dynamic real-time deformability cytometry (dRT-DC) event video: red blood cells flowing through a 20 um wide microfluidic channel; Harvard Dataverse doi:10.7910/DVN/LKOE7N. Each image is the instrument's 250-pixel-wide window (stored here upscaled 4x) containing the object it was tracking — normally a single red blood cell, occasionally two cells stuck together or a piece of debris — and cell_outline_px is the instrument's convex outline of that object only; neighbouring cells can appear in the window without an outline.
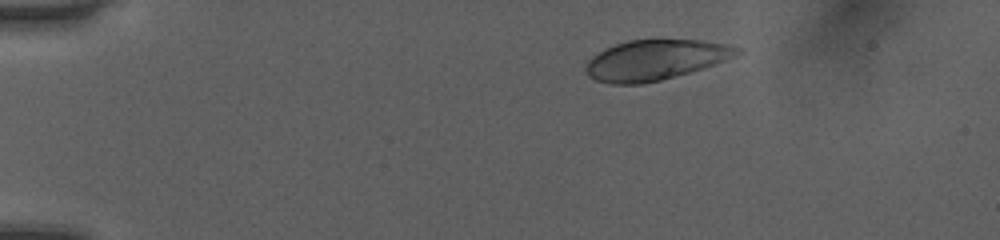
{"species": "human", "species_latin": "Homo sapiens", "temperature_condition": "room temperature", "stored_images_in_passage": 43, "camera_frame_rate_fps": 3000, "um_per_image_px": 0.085, "donor": {"sex": "female"}, "frame": {"image": 1, "passage_image": 1, "time_ms": 0.0, "image_size_px": [1000, 240], "cell_outline_px": [[744, 52], [724, 60], [688, 72], [660, 80], [640, 84], [612, 84], [596, 80], [588, 76], [584, 68], [588, 60], [592, 56], [604, 48], [628, 40], [700, 40], [728, 44], [740, 48]], "centroid_in_image_um": [55.65, 5.09], "position_along_channel_um": 29.3, "area_um2": 35.14}}
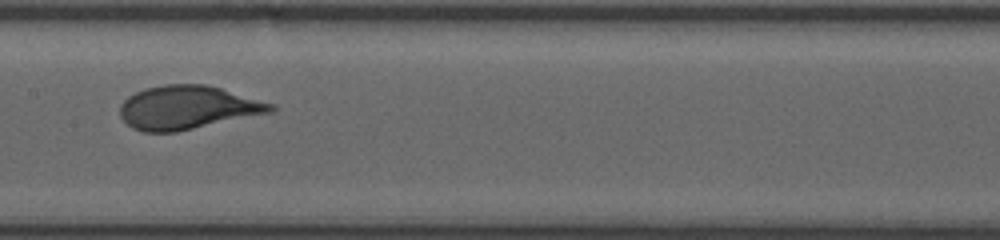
{"frame": {"image": 2, "passage_image": 19, "time_ms": 6.0, "image_size_px": [1000, 240], "cell_outline_px": [[276, 108], [272, 112], [176, 132], [144, 132], [132, 128], [120, 116], [120, 104], [128, 96], [144, 88], [164, 84], [204, 84], [220, 88], [272, 104]], "centroid_in_image_um": [15.89, 9.14], "position_along_channel_um": 191.5, "area_um2": 37.97}}
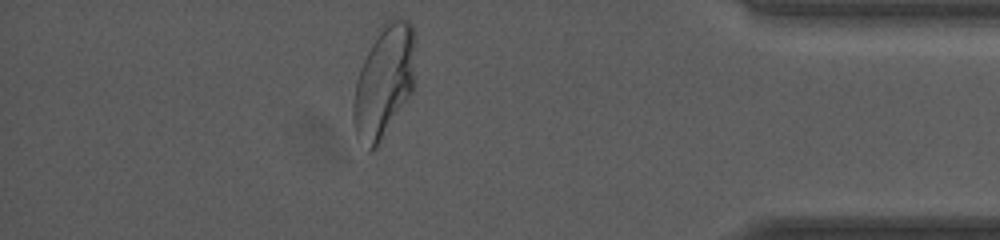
{"frame": {"image": 3, "passage_image": 37, "time_ms": 12.0, "image_size_px": [1000, 240], "cell_outline_px": [[416, 36], [412, 92], [376, 148], [368, 152], [356, 136], [352, 120], [352, 104], [356, 80], [360, 68], [380, 24], [384, 20], [396, 16], [400, 16], [408, 20], [412, 24]], "centroid_in_image_um": [32.63, 6.87], "position_along_channel_um": 402.6, "area_um2": 41.27}, "authors_computed_cell_mechanics": {"area_um2": 37.1654, "velocity_mm_per_s": 4.0439, "shape_relaxation_time_tau1_ms": 3.4724, "shape_relaxation_time_tau2_ms": null, "deformation_change_tau1": 0.1882, "deformation_change_tau2": null}}